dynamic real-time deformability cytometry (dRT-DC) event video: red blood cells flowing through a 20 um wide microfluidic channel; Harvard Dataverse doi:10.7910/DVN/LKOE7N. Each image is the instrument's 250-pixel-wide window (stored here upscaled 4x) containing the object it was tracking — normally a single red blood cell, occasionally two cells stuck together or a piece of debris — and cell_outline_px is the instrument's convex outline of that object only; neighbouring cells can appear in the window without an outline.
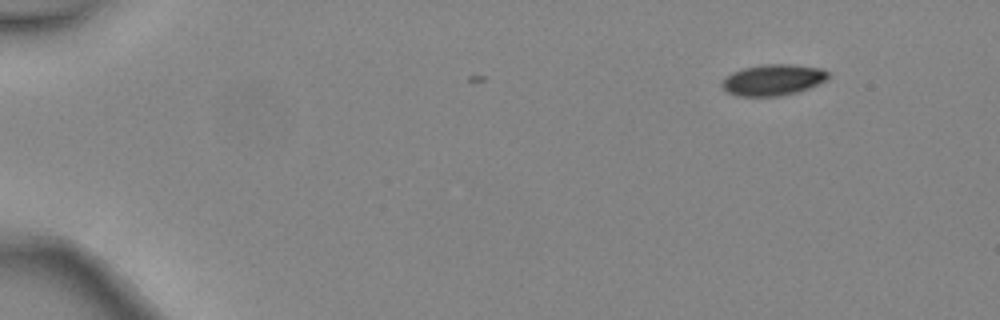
{"species": "common noctule bat (a hibernating species)", "species_latin": "Nyctalus noctula", "temperature_condition": "warm", "stored_images_in_passage": 4, "camera_frame_rate_fps": 3000, "um_per_image_px": 0.085, "animal": {"sex": "female", "body_mass_g": 24.6, "forearm_length_mm": 56.2}, "frame": {"image": 1, "passage_image": 1, "time_ms": 0.0, "image_size_px": [1000, 320], "cell_outline_px": [[832, 76], [828, 80], [820, 84], [796, 92], [780, 96], [736, 96], [728, 92], [720, 84], [720, 80], [732, 72], [744, 68], [764, 64], [792, 64], [820, 68], [828, 72]], "centroid_in_image_um": [65.72, 6.79], "position_along_channel_um": 19.3, "area_um2": 19.48}}
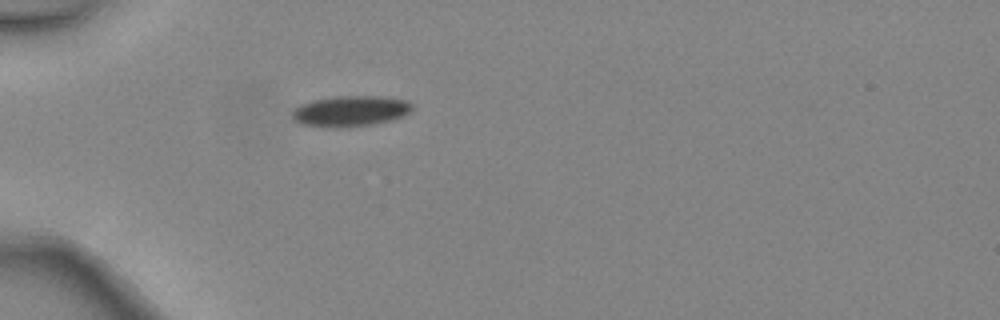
{"frame": {"image": 2, "passage_image": 4, "time_ms": 1.0, "image_size_px": [1000, 320], "cell_outline_px": [[412, 108], [408, 112], [400, 116], [388, 120], [372, 124], [340, 128], [336, 128], [300, 124], [292, 116], [292, 112], [300, 104], [312, 100], [332, 96], [380, 96], [408, 100], [412, 104]], "centroid_in_image_um": [29.75, 9.43], "position_along_channel_um": 55.2, "area_um2": 21.33}}